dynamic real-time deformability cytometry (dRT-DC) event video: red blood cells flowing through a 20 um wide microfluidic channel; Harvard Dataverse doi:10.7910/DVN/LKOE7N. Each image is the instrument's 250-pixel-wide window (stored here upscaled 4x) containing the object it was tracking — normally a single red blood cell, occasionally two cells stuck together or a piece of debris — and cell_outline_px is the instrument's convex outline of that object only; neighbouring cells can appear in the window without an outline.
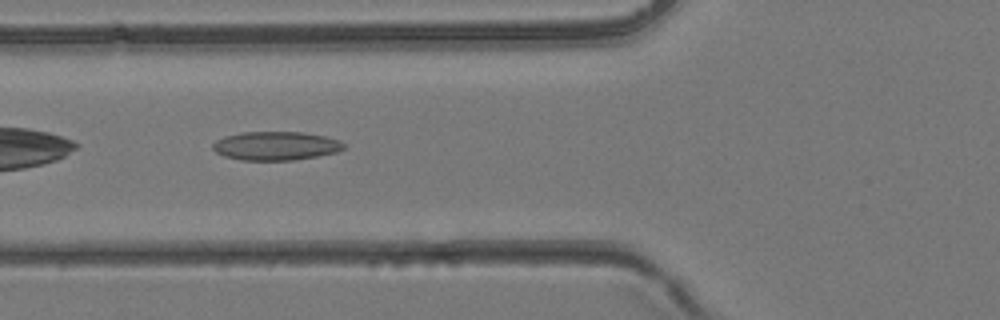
{"species": "common noctule bat (a hibernating species)", "species_latin": "Nyctalus noctula", "temperature_condition": "room temperature", "stored_images_in_passage": 30, "camera_frame_rate_fps": 3000, "um_per_image_px": 0.085, "animal": {"sex": "female", "body_mass_g": 24.6, "forearm_length_mm": 56.2}, "frame": {"image": 1, "passage_image": 5, "time_ms": 1.333, "image_size_px": [1000, 320], "cell_outline_px": [[344, 148], [336, 152], [316, 156], [292, 160], [240, 160], [224, 156], [216, 152], [212, 148], [212, 144], [216, 140], [224, 136], [240, 132], [304, 132], [324, 136], [340, 140], [344, 144]], "centroid_in_image_um": [23.41, 12.39], "position_along_channel_um": 102.4, "area_um2": 21.91}}
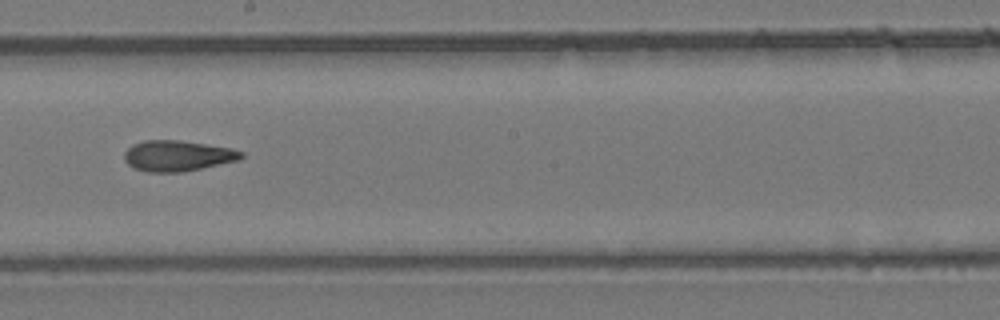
{"frame": {"image": 2, "passage_image": 13, "time_ms": 4.0, "image_size_px": [1000, 320], "cell_outline_px": [[244, 156], [240, 160], [184, 172], [148, 172], [136, 168], [128, 164], [124, 160], [124, 152], [132, 144], [144, 140], [180, 140], [232, 148], [244, 152]], "centroid_in_image_um": [15.12, 13.24], "position_along_channel_um": 233.1, "area_um2": 21.1}}
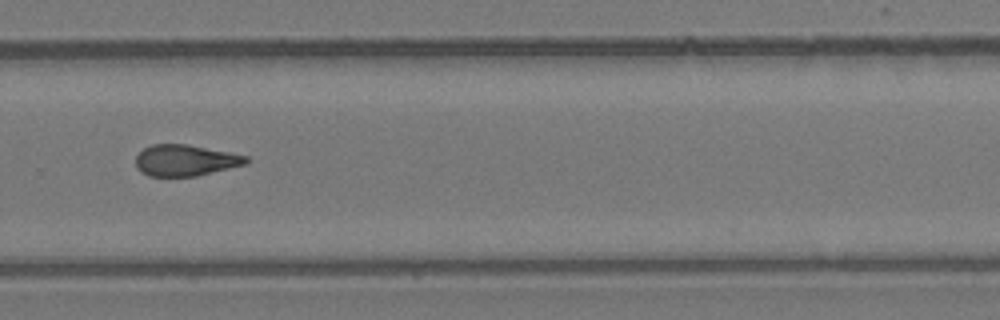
{"frame": {"image": 3, "passage_image": 18, "time_ms": 5.667, "image_size_px": [1000, 320], "cell_outline_px": [[252, 160], [248, 164], [196, 176], [148, 176], [140, 172], [136, 168], [136, 156], [144, 148], [152, 144], [188, 144], [248, 156]], "centroid_in_image_um": [15.78, 13.63], "position_along_channel_um": 314.0, "area_um2": 20.29}}